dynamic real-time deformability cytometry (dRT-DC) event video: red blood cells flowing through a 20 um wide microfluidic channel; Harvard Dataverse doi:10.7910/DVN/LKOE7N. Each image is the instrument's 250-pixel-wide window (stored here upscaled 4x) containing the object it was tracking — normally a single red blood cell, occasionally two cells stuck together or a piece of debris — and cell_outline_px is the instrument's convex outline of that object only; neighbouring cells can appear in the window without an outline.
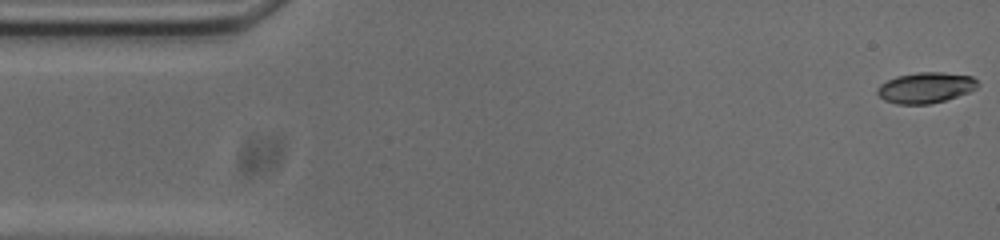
{"species": "common noctule bat (a hibernating species)", "species_latin": "Nyctalus noctula", "temperature_condition": "cold", "stored_images_in_passage": 53, "camera_frame_rate_fps": 3000, "um_per_image_px": 0.085, "animal": {"sex": "male", "body_mass_g": 20.0, "forearm_length_mm": 53.3}, "frame": {"image": 1, "passage_image": 1, "time_ms": 0.0, "image_size_px": [1000, 240], "cell_outline_px": [[980, 84], [976, 88], [968, 92], [944, 100], [928, 104], [896, 104], [884, 100], [876, 92], [876, 88], [880, 84], [896, 76], [920, 72], [940, 72], [972, 76]], "centroid_in_image_um": [78.65, 7.45], "position_along_channel_um": 6.3, "area_um2": 17.86}}
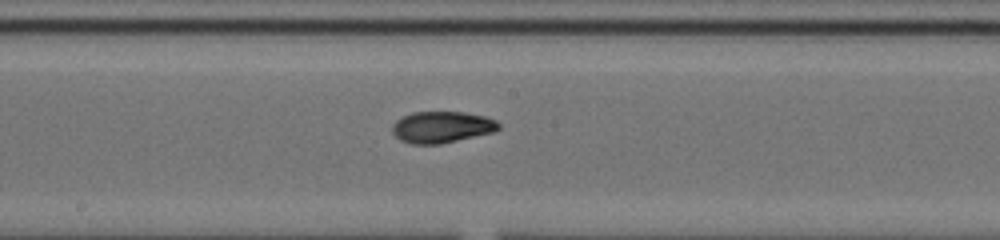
{"frame": {"image": 2, "passage_image": 27, "time_ms": 8.667, "image_size_px": [1000, 240], "cell_outline_px": [[500, 128], [496, 132], [440, 144], [412, 144], [400, 140], [392, 132], [392, 124], [396, 120], [412, 112], [464, 112], [484, 116], [496, 120], [500, 124]], "centroid_in_image_um": [37.57, 10.81], "position_along_channel_um": 210.6, "area_um2": 19.65}}
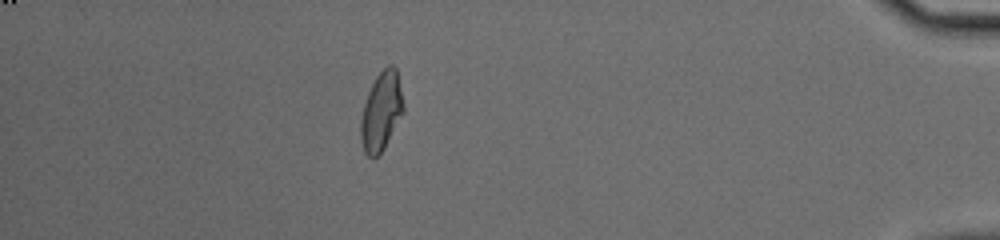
{"frame": {"image": 3, "passage_image": 47, "time_ms": 15.333, "image_size_px": [1000, 240], "cell_outline_px": [[404, 112], [380, 156], [372, 160], [364, 152], [360, 140], [360, 120], [364, 104], [368, 92], [376, 76], [388, 64], [392, 64], [396, 68], [404, 104]], "centroid_in_image_um": [32.4, 9.52], "position_along_channel_um": 402.8, "area_um2": 19.88}, "authors_computed_cell_mechanics": {"area_um2": 19.1896, "velocity_mm_per_s": 3.7433, "shape_relaxation_time_tau1_ms": 6.083, "shape_relaxation_time_tau2_ms": 2.5031, "deformation_change_tau1": 0.1853, "deformation_change_tau2": 0.0729}}